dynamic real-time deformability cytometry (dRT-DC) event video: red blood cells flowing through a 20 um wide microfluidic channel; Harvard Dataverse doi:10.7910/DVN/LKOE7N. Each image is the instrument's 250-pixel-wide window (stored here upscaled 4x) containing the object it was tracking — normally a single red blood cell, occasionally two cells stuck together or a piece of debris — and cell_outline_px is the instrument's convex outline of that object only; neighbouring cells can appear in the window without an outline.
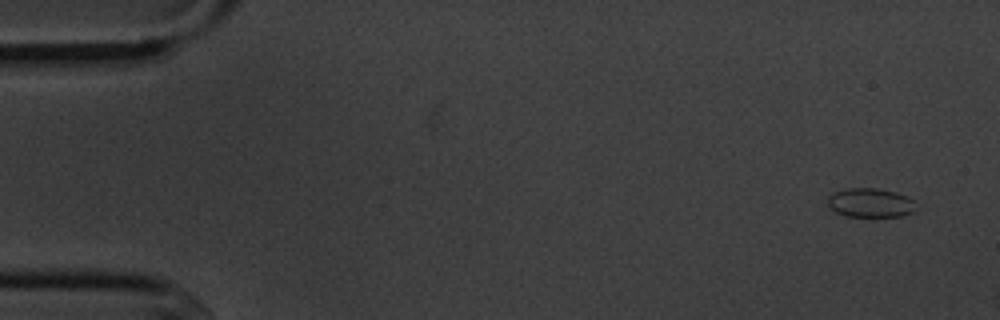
{"species": "common noctule bat (a hibernating species)", "species_latin": "Nyctalus noctula", "temperature_condition": "cold", "stored_images_in_passage": 3, "segment_of_instrument_passage": [2, 2], "camera_frame_rate_fps": 3000, "um_per_image_px": 0.085, "animal": {"sex": "male", "body_mass_g": 20.1, "forearm_length_mm": 53.5}, "frame": {"image": 1, "passage_image": 3, "time_ms": 2.667, "image_size_px": [1000, 320], "cell_outline_px": [[912, 212], [900, 216], [844, 216], [836, 212], [828, 204], [828, 196], [836, 192], [848, 188], [876, 188], [896, 192], [912, 200]], "centroid_in_image_um": [73.92, 17.23], "position_along_channel_um": 11.1, "area_um2": 14.51}}